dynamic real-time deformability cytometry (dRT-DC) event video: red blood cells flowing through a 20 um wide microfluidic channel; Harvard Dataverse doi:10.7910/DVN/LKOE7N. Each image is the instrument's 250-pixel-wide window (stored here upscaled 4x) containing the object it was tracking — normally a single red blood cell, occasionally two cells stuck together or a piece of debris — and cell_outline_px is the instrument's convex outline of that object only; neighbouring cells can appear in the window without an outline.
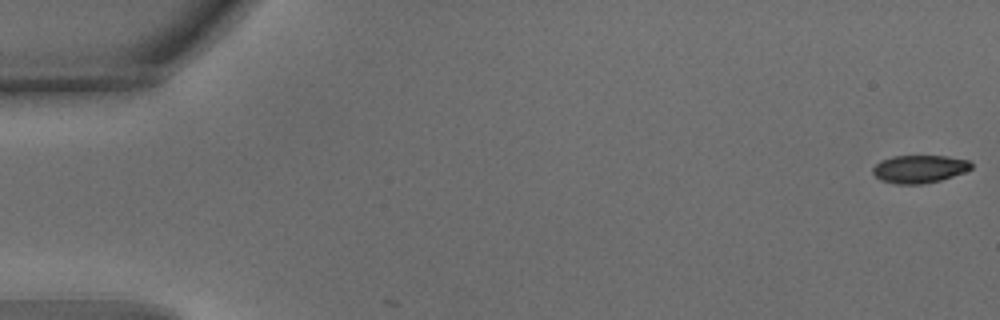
{"species": "common noctule bat (a hibernating species)", "species_latin": "Nyctalus noctula", "temperature_condition": "warm", "stored_images_in_passage": 7, "camera_frame_rate_fps": 3000, "um_per_image_px": 0.085, "animal": {"sex": "male", "body_mass_g": 15.6}, "frame": {"image": 1, "passage_image": 1, "time_ms": 0.0, "image_size_px": [1000, 320], "cell_outline_px": [[972, 168], [964, 172], [940, 180], [920, 184], [896, 184], [880, 180], [872, 172], [872, 168], [880, 160], [892, 156], [948, 156], [968, 160], [972, 164]], "centroid_in_image_um": [78.12, 14.35], "position_along_channel_um": 6.9, "area_um2": 15.95}}